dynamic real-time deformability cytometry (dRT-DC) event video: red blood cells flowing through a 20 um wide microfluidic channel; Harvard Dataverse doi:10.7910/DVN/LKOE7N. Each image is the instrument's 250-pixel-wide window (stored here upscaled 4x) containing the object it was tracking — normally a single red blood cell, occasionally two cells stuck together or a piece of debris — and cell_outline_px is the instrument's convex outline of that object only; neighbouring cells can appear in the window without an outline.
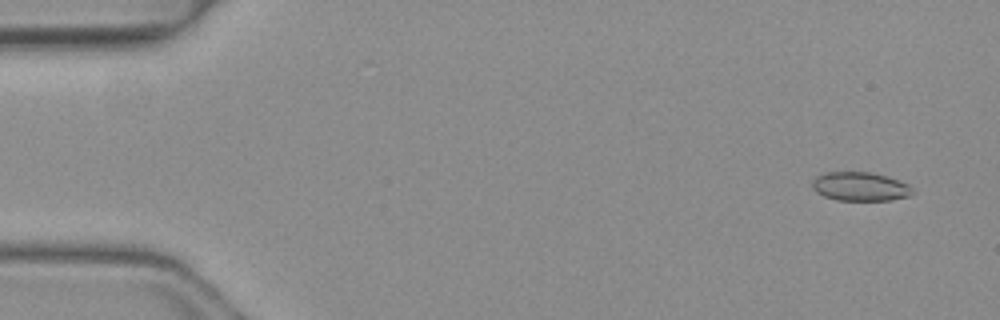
{"species": "common noctule bat (a hibernating species)", "species_latin": "Nyctalus noctula", "temperature_condition": "warm", "stored_images_in_passage": 50, "camera_frame_rate_fps": 3000, "um_per_image_px": 0.085, "animal": {"sex": "female", "body_mass_g": 19.3, "forearm_length_mm": 54.1}, "frame": {"image": 1, "passage_image": 3, "time_ms": 0.667, "image_size_px": [1000, 320], "cell_outline_px": [[916, 192], [912, 196], [892, 200], [836, 200], [824, 196], [816, 192], [812, 188], [812, 180], [816, 176], [824, 172], [872, 172], [888, 176], [900, 180], [908, 184]], "centroid_in_image_um": [73.15, 15.85], "position_along_channel_um": 11.9, "area_um2": 17.22}}
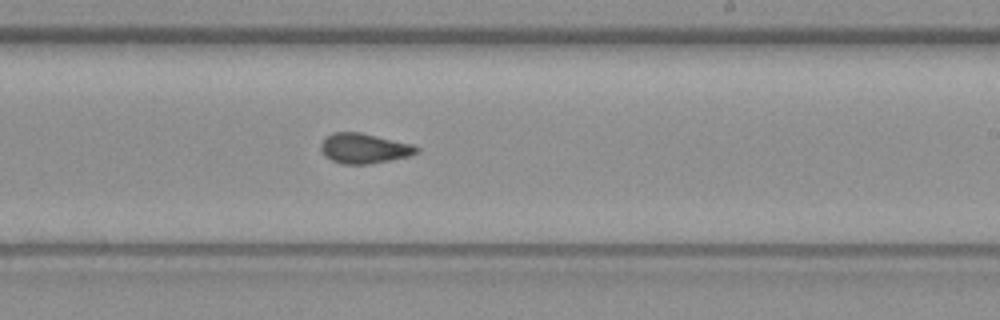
{"frame": {"image": 2, "passage_image": 30, "time_ms": 9.667, "image_size_px": [1000, 320], "cell_outline_px": [[420, 152], [408, 156], [368, 164], [340, 164], [324, 156], [320, 148], [320, 144], [332, 132], [360, 132], [412, 144], [420, 148]], "centroid_in_image_um": [30.94, 12.61], "position_along_channel_um": 258.1, "area_um2": 16.7}}
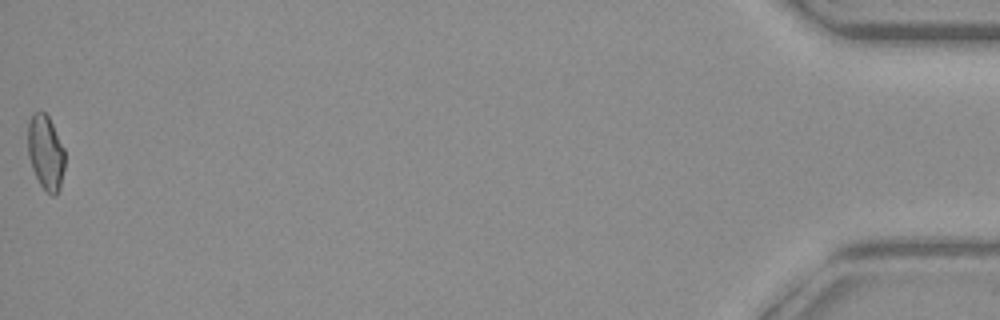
{"frame": {"image": 3, "passage_image": 50, "time_ms": 16.333, "image_size_px": [1000, 320], "cell_outline_px": [[64, 168], [60, 188], [56, 196], [52, 196], [40, 184], [32, 168], [28, 156], [28, 120], [32, 112], [44, 112], [48, 116], [64, 148]], "centroid_in_image_um": [3.87, 12.95], "position_along_channel_um": 431.3, "area_um2": 16.07}, "authors_computed_cell_mechanics": {"area_um2": 16.9065, "velocity_mm_per_s": 4.1536, "shape_relaxation_time_tau1_ms": null, "shape_relaxation_time_tau2_ms": 1.3881, "deformation_change_tau1": null, "deformation_change_tau2": 0.0589}}